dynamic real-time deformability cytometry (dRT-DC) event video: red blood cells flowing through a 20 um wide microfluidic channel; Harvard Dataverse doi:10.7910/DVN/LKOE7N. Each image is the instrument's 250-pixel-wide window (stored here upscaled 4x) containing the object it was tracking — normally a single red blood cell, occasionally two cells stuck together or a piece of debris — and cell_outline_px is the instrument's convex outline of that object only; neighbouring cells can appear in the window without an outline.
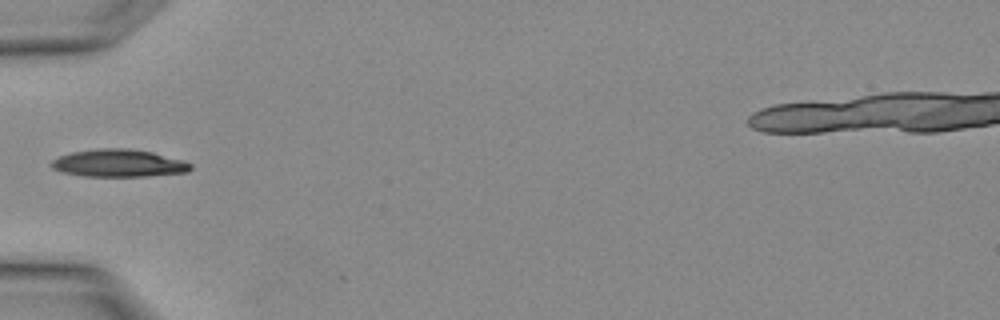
{"species": "Egyptian fruit bat (a non-hibernating species)", "species_latin": "Rousettus aegyptiacus", "temperature_condition": "warm", "stored_images_in_passage": 1, "camera_frame_rate_fps": 3000, "um_per_image_px": 0.085, "animal": {"sex": "female"}, "frame": {"image": 1, "passage_image": 1, "time_ms": 0.0, "image_size_px": [1000, 320], "cell_outline_px": [[192, 168], [188, 172], [144, 176], [84, 176], [64, 172], [52, 168], [48, 164], [52, 160], [60, 156], [72, 152], [96, 148], [128, 148], [152, 152], [184, 160], [192, 164]], "centroid_in_image_um": [10.09, 13.86], "position_along_channel_um": 74.9, "area_um2": 22.37}}